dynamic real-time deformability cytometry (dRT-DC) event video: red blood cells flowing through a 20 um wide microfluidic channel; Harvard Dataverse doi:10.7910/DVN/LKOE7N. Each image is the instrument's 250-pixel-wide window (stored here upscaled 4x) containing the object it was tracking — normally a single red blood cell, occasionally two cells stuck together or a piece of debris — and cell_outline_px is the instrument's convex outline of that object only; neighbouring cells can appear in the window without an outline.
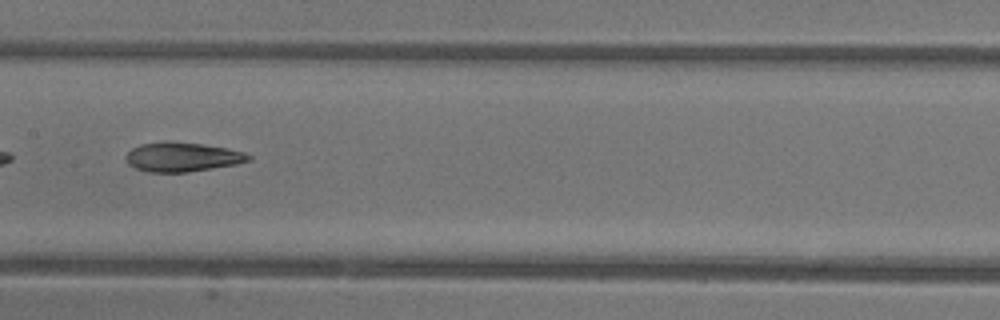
{"species": "common noctule bat (a hibernating species)", "species_latin": "Nyctalus noctula", "temperature_condition": "warm", "stored_images_in_passage": 42, "camera_frame_rate_fps": 3000, "um_per_image_px": 0.085, "animal": {"sex": "female"}, "frame": {"image": 1, "passage_image": 24, "time_ms": 7.667, "image_size_px": [1000, 320], "cell_outline_px": [[252, 160], [236, 164], [188, 172], [144, 172], [128, 164], [124, 156], [132, 148], [140, 144], [164, 140], [168, 140], [204, 144], [228, 148], [244, 152], [252, 156]], "centroid_in_image_um": [15.48, 13.33], "position_along_channel_um": 191.9, "area_um2": 21.33}, "authors_computed_cell_mechanics": {"area_um2": 22.5998, "velocity_mm_per_s": 4.4667, "shape_relaxation_time_tau1_ms": 7.0425, "shape_relaxation_time_tau2_ms": 3.8478, "deformation_change_tau1": 0.1925, "deformation_change_tau2": 0.1482}}